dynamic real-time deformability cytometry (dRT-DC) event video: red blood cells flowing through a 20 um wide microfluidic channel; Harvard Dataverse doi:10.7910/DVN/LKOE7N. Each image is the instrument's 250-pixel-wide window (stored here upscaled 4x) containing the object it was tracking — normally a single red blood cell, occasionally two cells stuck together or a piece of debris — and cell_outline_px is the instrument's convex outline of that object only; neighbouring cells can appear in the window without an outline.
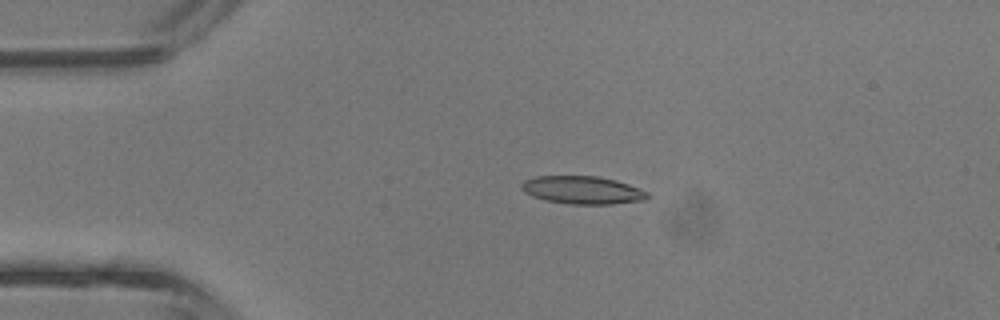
{"species": "common noctule bat (a hibernating species)", "species_latin": "Nyctalus noctula", "temperature_condition": "room temperature", "stored_images_in_passage": 4, "camera_frame_rate_fps": 3000, "um_per_image_px": 0.085, "animal": {"sex": "male", "body_mass_g": 13.3}, "frame": {"image": 1, "passage_image": 3, "time_ms": 0.667, "image_size_px": [1000, 320], "cell_outline_px": [[648, 196], [644, 200], [612, 204], [568, 204], [548, 200], [532, 196], [524, 192], [520, 188], [520, 184], [524, 180], [536, 176], [600, 176], [616, 180], [628, 184], [648, 192]], "centroid_in_image_um": [49.48, 16.15], "position_along_channel_um": 35.5, "area_um2": 20.46}}